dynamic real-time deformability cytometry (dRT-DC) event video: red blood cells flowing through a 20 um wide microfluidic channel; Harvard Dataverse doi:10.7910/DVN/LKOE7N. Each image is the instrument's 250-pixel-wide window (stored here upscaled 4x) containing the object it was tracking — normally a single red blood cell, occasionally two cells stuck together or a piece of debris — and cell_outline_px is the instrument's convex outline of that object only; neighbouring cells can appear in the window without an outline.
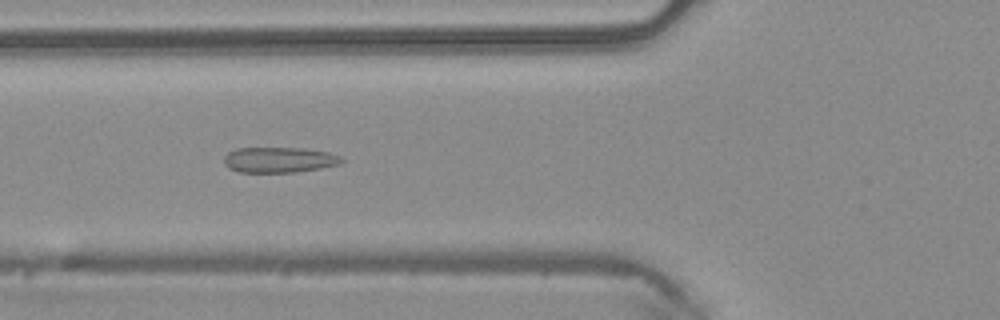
{"species": "common noctule bat (a hibernating species)", "species_latin": "Nyctalus noctula", "temperature_condition": "warm", "stored_images_in_passage": 47, "camera_frame_rate_fps": 3000, "um_per_image_px": 0.085, "animal": {"sex": "male", "body_mass_g": 20.4}, "frame": {"image": 1, "passage_image": 17, "time_ms": 5.333, "image_size_px": [1000, 320], "cell_outline_px": [[344, 160], [340, 164], [320, 168], [296, 172], [240, 172], [228, 168], [224, 164], [224, 156], [228, 152], [236, 148], [308, 148], [328, 152], [340, 156]], "centroid_in_image_um": [23.72, 13.58], "position_along_channel_um": 102.1, "area_um2": 17.57}}
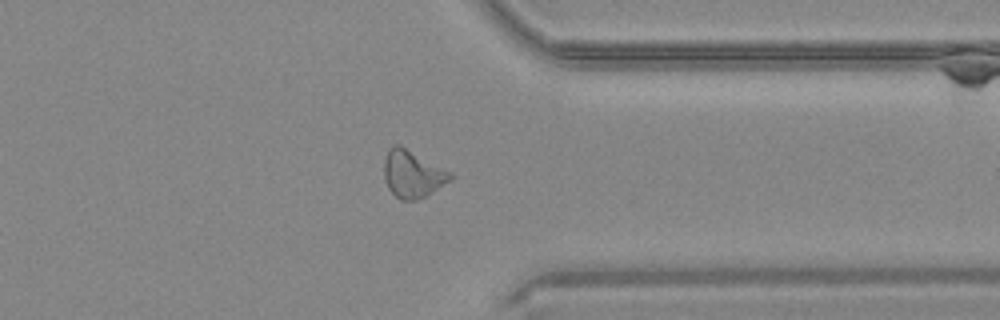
{"frame": {"image": 2, "passage_image": 37, "time_ms": 12.0, "image_size_px": [1000, 320], "cell_outline_px": [[456, 176], [452, 180], [432, 192], [416, 200], [400, 200], [388, 188], [384, 180], [384, 160], [388, 148], [392, 144], [400, 144], [452, 172]], "centroid_in_image_um": [35.07, 14.77], "position_along_channel_um": 376.3, "area_um2": 18.55}}
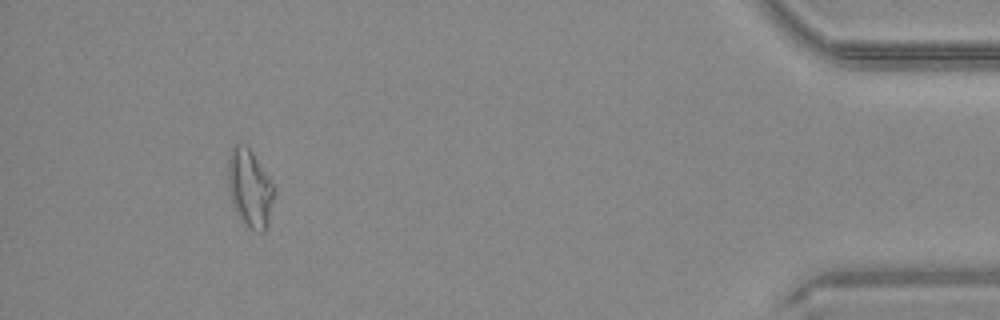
{"frame": {"image": 3, "passage_image": 44, "time_ms": 14.333, "image_size_px": [1000, 320], "cell_outline_px": [[276, 188], [268, 220], [264, 232], [260, 232], [248, 228], [240, 216], [232, 200], [228, 184], [228, 156], [232, 144], [244, 144], [252, 152]], "centroid_in_image_um": [21.23, 15.95], "position_along_channel_um": 414.0, "area_um2": 20.52}, "authors_computed_cell_mechanics": {"area_um2": 17.918, "velocity_mm_per_s": 4.1657, "shape_relaxation_time_tau1_ms": null, "shape_relaxation_time_tau2_ms": 1.7252, "deformation_change_tau1": null, "deformation_change_tau2": 0.1167}}